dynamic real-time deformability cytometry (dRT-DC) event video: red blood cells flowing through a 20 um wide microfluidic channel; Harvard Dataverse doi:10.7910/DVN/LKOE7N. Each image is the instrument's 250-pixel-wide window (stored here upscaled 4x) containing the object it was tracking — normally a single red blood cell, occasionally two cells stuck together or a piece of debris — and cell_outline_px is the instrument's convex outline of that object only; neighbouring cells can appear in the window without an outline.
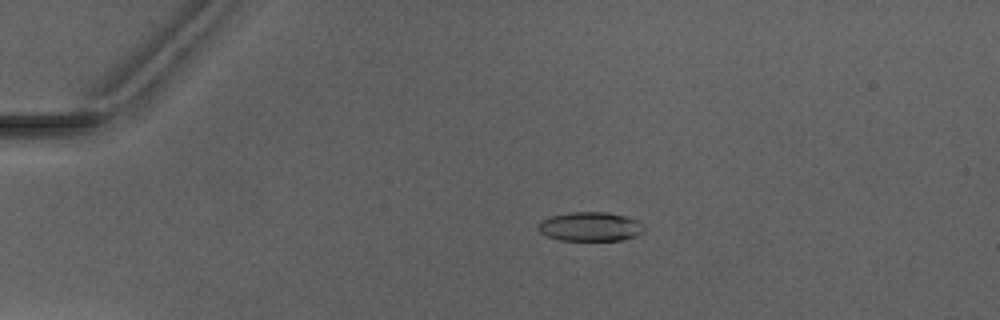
{"species": "Egyptian fruit bat (a non-hibernating species)", "species_latin": "Rousettus aegyptiacus", "temperature_condition": "warm", "stored_images_in_passage": 5, "camera_frame_rate_fps": 3000, "um_per_image_px": 0.085, "animal": {"sex": "male"}, "frame": {"image": 1, "passage_image": 3, "time_ms": 3.333, "image_size_px": [1000, 320], "cell_outline_px": [[644, 232], [636, 236], [624, 240], [560, 240], [548, 236], [540, 232], [536, 228], [536, 224], [540, 220], [552, 216], [572, 212], [608, 212], [624, 216], [636, 220], [644, 228]], "centroid_in_image_um": [50.14, 19.26], "position_along_channel_um": 34.9, "area_um2": 17.98}}